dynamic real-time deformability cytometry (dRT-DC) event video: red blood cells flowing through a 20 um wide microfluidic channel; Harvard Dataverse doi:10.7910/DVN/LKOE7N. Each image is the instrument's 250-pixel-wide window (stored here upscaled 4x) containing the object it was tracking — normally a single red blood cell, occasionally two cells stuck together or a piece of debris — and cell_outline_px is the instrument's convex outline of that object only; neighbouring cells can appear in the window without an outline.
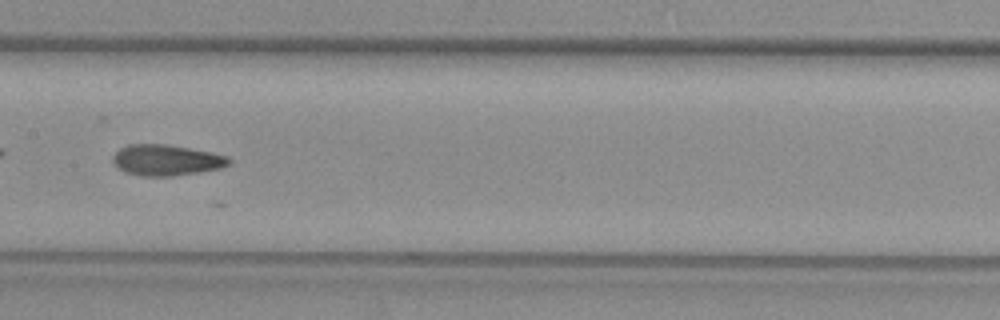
{"species": "common noctule bat (a hibernating species)", "species_latin": "Nyctalus noctula", "temperature_condition": "warm", "stored_images_in_passage": 31, "camera_frame_rate_fps": 3000, "um_per_image_px": 0.085, "animal": {"sex": "female", "body_mass_g": 29.2, "forearm_length_mm": 56.3}, "frame": {"image": 1, "passage_image": 15, "time_ms": 4.667, "image_size_px": [1000, 320], "cell_outline_px": [[232, 164], [220, 168], [200, 172], [172, 176], [140, 176], [124, 172], [116, 168], [112, 160], [112, 156], [120, 148], [128, 144], [168, 144], [212, 152], [228, 156], [232, 160]], "centroid_in_image_um": [14.14, 13.61], "position_along_channel_um": 193.3, "area_um2": 21.27}}
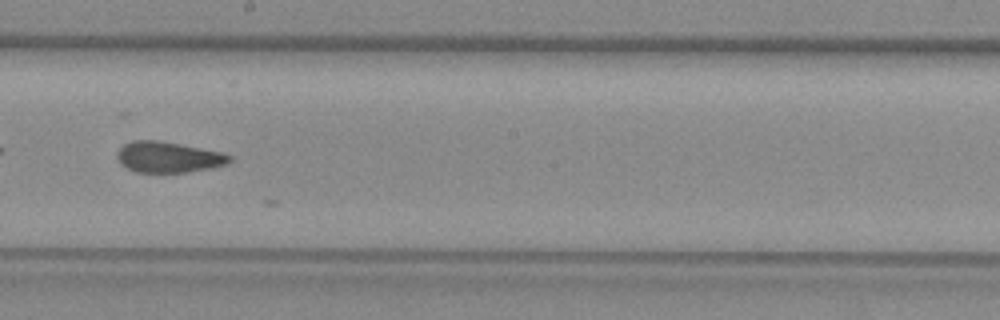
{"frame": {"image": 2, "passage_image": 18, "time_ms": 5.667, "image_size_px": [1000, 320], "cell_outline_px": [[232, 160], [228, 164], [188, 172], [136, 172], [120, 164], [116, 156], [116, 152], [124, 144], [132, 140], [156, 140], [180, 144], [224, 152], [232, 156]], "centroid_in_image_um": [14.31, 13.35], "position_along_channel_um": 233.9, "area_um2": 20.29}}